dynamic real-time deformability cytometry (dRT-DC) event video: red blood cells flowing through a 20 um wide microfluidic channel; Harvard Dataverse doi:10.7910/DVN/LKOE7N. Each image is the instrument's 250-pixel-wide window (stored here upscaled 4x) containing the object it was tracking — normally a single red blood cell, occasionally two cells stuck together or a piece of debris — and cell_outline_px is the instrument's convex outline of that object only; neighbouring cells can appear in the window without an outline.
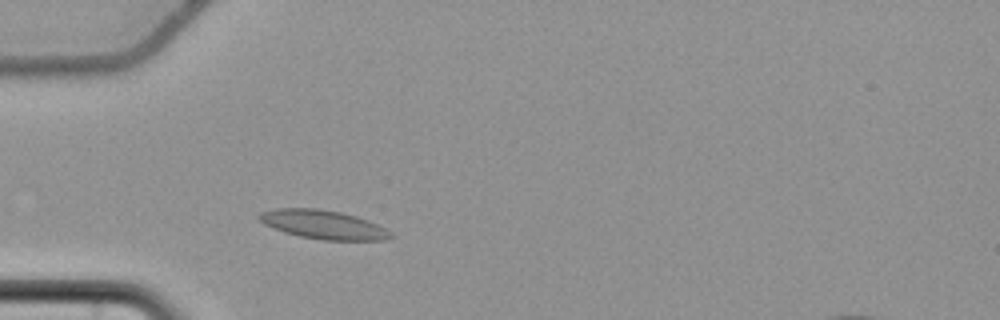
{"species": "common noctule bat (a hibernating species)", "species_latin": "Nyctalus noctula", "temperature_condition": "cold", "stored_images_in_passage": 47, "camera_frame_rate_fps": 3000, "um_per_image_px": 0.085, "animal": {"sex": "female", "body_mass_g": 22.7, "forearm_length_mm": 54.2}, "frame": {"image": 1, "passage_image": 8, "time_ms": 2.333, "image_size_px": [1000, 320], "cell_outline_px": [[392, 236], [384, 240], [320, 240], [300, 236], [284, 232], [272, 228], [264, 224], [256, 216], [260, 212], [276, 208], [316, 208], [340, 212], [356, 216], [368, 220], [392, 232]], "centroid_in_image_um": [27.44, 19.08], "position_along_channel_um": 57.6, "area_um2": 22.08}}
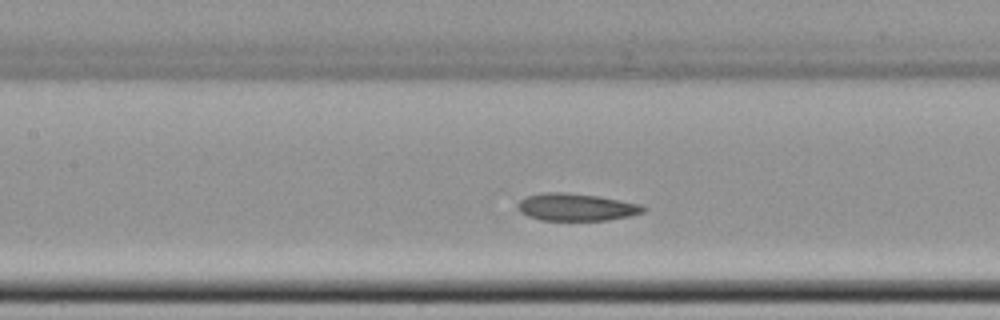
{"frame": {"image": 2, "passage_image": 17, "time_ms": 5.333, "image_size_px": [1000, 320], "cell_outline_px": [[648, 208], [644, 212], [632, 216], [608, 220], [540, 220], [528, 216], [520, 212], [516, 204], [520, 200], [528, 196], [544, 192], [564, 192], [600, 196], [644, 204]], "centroid_in_image_um": [49.05, 17.6], "position_along_channel_um": 158.4, "area_um2": 20.35}}
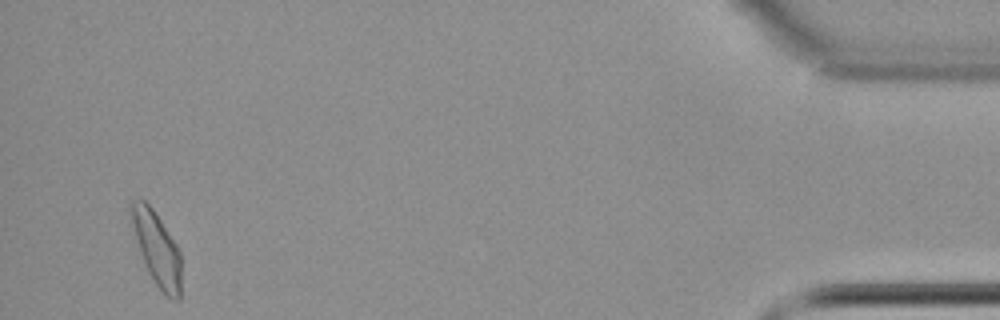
{"frame": {"image": 3, "passage_image": 45, "time_ms": 14.667, "image_size_px": [1000, 320], "cell_outline_px": [[180, 300], [172, 300], [156, 284], [148, 272], [136, 236], [128, 204], [132, 200], [144, 200], [152, 208], [176, 244], [180, 252]], "centroid_in_image_um": [13.35, 21.13], "position_along_channel_um": 421.9, "area_um2": 20.58}, "authors_computed_cell_mechanics": {"area_um2": 20.6346, "velocity_mm_per_s": 3.6654, "shape_relaxation_time_tau1_ms": 9.1675, "shape_relaxation_time_tau2_ms": 1.8469, "deformation_change_tau1": 0.1109, "deformation_change_tau2": 0.045}}